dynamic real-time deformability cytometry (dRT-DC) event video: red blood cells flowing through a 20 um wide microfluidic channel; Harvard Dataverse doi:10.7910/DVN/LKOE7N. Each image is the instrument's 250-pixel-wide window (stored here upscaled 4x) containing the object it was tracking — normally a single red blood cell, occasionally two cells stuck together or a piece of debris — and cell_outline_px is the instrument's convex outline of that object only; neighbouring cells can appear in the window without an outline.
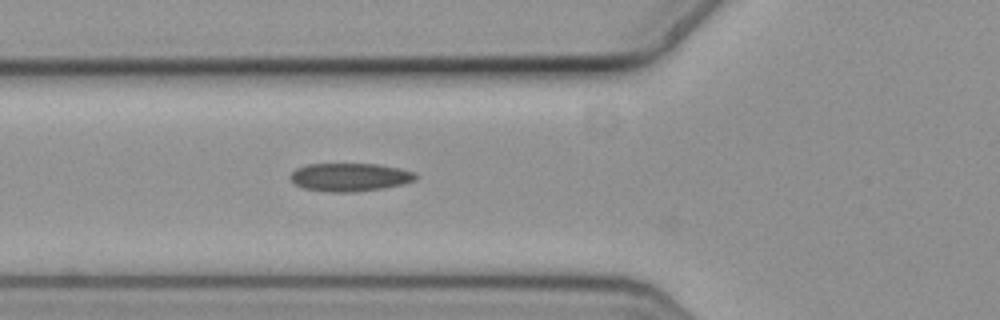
{"species": "common noctule bat (a hibernating species)", "species_latin": "Nyctalus noctula", "temperature_condition": "cold", "stored_images_in_passage": 40, "camera_frame_rate_fps": 3000, "um_per_image_px": 0.085, "animal": {"sex": "female", "body_mass_g": 19.3, "forearm_length_mm": 54.1}, "frame": {"image": 1, "passage_image": 10, "time_ms": 3.0, "image_size_px": [1000, 320], "cell_outline_px": [[416, 180], [400, 184], [380, 188], [352, 192], [328, 192], [304, 188], [296, 184], [288, 176], [296, 168], [304, 164], [380, 164], [400, 168], [412, 172], [416, 176]], "centroid_in_image_um": [29.68, 15.04], "position_along_channel_um": 96.1, "area_um2": 20.4}}
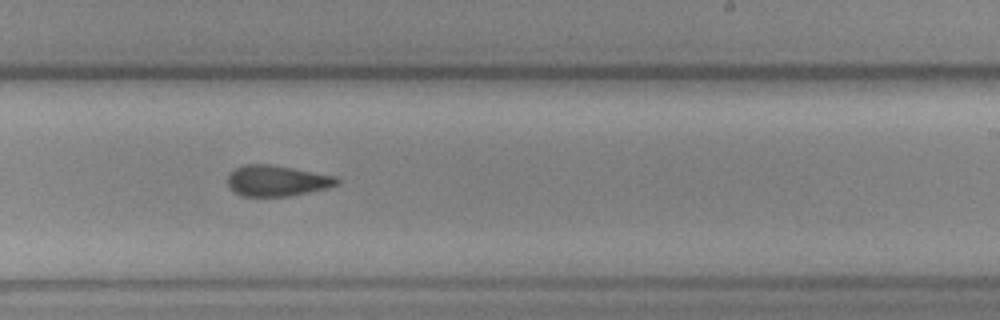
{"frame": {"image": 2, "passage_image": 24, "time_ms": 7.667, "image_size_px": [1000, 320], "cell_outline_px": [[340, 184], [328, 188], [288, 196], [240, 196], [232, 192], [228, 184], [228, 176], [236, 168], [244, 164], [268, 164], [292, 168], [336, 176], [340, 180]], "centroid_in_image_um": [23.54, 15.37], "position_along_channel_um": 265.5, "area_um2": 19.65}}
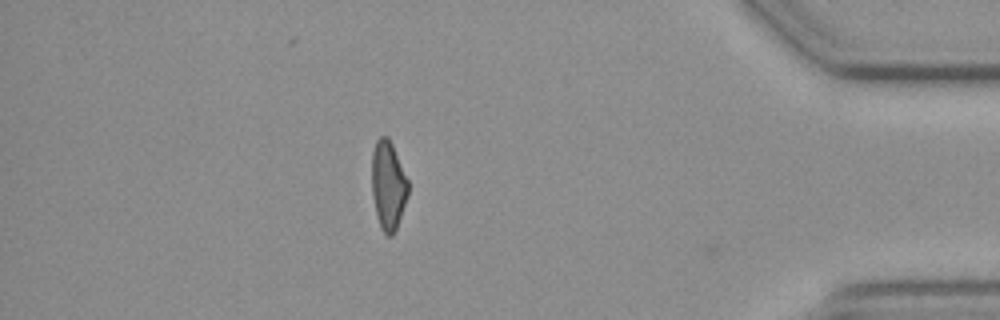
{"frame": {"image": 3, "passage_image": 39, "time_ms": 12.667, "image_size_px": [1000, 320], "cell_outline_px": [[408, 196], [396, 228], [392, 236], [384, 236], [380, 228], [376, 212], [372, 192], [372, 152], [376, 140], [380, 136], [388, 136], [392, 144], [408, 180]], "centroid_in_image_um": [32.99, 15.76], "position_along_channel_um": 402.2, "area_um2": 18.79}, "authors_computed_cell_mechanics": {"area_um2": 19.7387, "velocity_mm_per_s": 3.6247, "shape_relaxation_time_tau1_ms": null, "shape_relaxation_time_tau2_ms": 4.639, "deformation_change_tau1": null, "deformation_change_tau2": 0.0948}}